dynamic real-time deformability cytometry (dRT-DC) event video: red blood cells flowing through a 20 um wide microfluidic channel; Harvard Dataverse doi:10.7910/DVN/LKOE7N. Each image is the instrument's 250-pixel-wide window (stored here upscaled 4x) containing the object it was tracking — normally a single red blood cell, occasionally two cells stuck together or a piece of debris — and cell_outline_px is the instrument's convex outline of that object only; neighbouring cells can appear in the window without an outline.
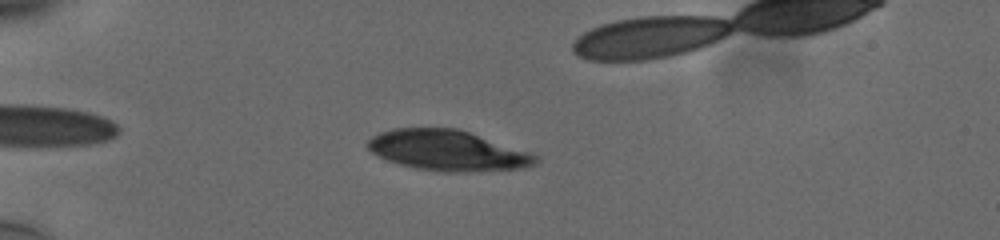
{"species": "human", "species_latin": "Homo sapiens", "temperature_condition": "cold", "stored_images_in_passage": 43, "camera_frame_rate_fps": 3000, "um_per_image_px": 0.085, "donor": {"sex": "male"}, "frame": {"image": 1, "passage_image": 8, "time_ms": 2.333, "image_size_px": [1000, 240], "cell_outline_px": [[540, 160], [536, 164], [524, 168], [468, 172], [444, 172], [416, 168], [400, 164], [388, 160], [372, 152], [364, 144], [372, 136], [380, 132], [392, 128], [456, 128], [532, 152]], "centroid_in_image_um": [38.07, 12.79], "position_along_channel_um": 46.9, "area_um2": 39.71}}
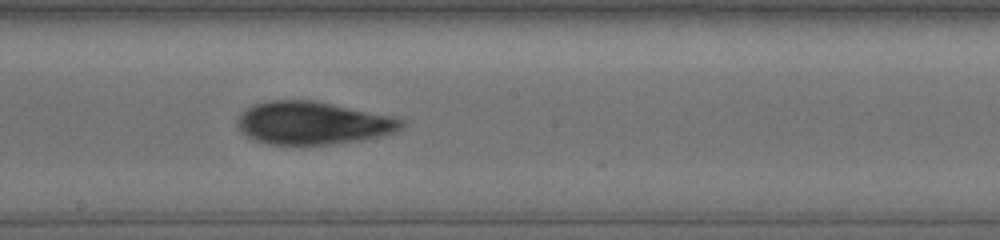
{"frame": {"image": 2, "passage_image": 25, "time_ms": 8.0, "image_size_px": [1000, 240], "cell_outline_px": [[404, 124], [396, 132], [360, 140], [332, 144], [300, 148], [268, 144], [256, 140], [240, 132], [236, 124], [236, 120], [252, 104], [268, 100], [316, 100], [392, 116], [404, 120]], "centroid_in_image_um": [26.55, 10.48], "position_along_channel_um": 221.7, "area_um2": 41.79}}
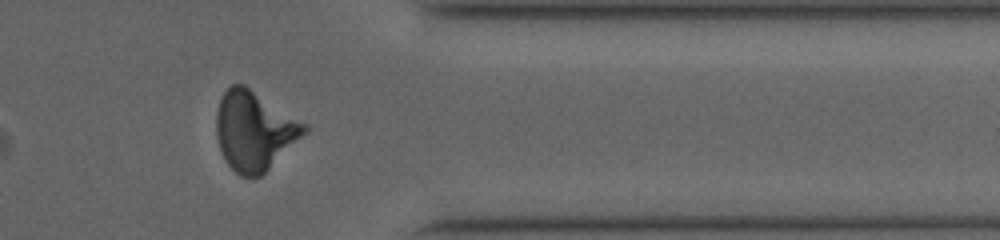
{"frame": {"image": 3, "passage_image": 39, "time_ms": 12.667, "image_size_px": [1000, 240], "cell_outline_px": [[308, 132], [260, 176], [240, 176], [228, 164], [220, 148], [216, 132], [216, 112], [220, 100], [224, 92], [232, 84], [244, 84], [308, 124]], "centroid_in_image_um": [21.64, 11.09], "position_along_channel_um": 389.8, "area_um2": 40.34}}